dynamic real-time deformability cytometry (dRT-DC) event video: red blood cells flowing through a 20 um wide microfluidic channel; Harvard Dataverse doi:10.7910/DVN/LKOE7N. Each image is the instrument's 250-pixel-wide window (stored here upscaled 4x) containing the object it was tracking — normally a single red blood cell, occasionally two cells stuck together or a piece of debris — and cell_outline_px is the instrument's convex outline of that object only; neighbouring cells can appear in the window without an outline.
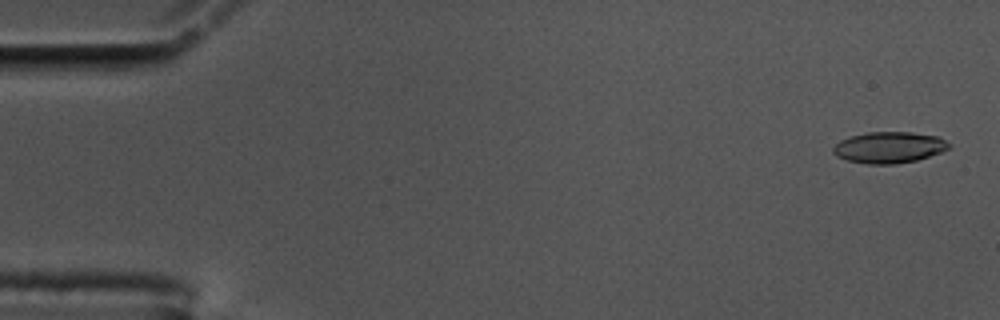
{"species": "common noctule bat (a hibernating species)", "species_latin": "Nyctalus noctula", "temperature_condition": "cold", "stored_images_in_passage": 56, "camera_frame_rate_fps": 3000, "um_per_image_px": 0.085, "animal": {"sex": "male", "body_mass_g": 17.5, "forearm_length_mm": 52.3}, "frame": {"image": 1, "passage_image": 2, "time_ms": 0.333, "image_size_px": [1000, 320], "cell_outline_px": [[952, 144], [948, 148], [940, 152], [916, 160], [896, 164], [868, 164], [848, 160], [836, 156], [832, 152], [832, 148], [840, 140], [848, 136], [868, 132], [912, 132], [940, 136]], "centroid_in_image_um": [75.57, 12.52], "position_along_channel_um": 9.4, "area_um2": 21.21}}
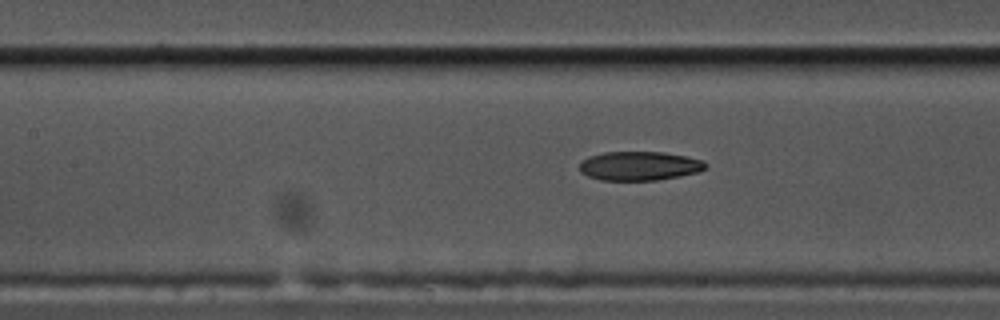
{"frame": {"image": 2, "passage_image": 25, "time_ms": 8.0, "image_size_px": [1000, 320], "cell_outline_px": [[708, 168], [696, 172], [680, 176], [656, 180], [600, 180], [588, 176], [580, 172], [580, 164], [588, 156], [604, 152], [664, 152], [688, 156], [704, 160], [708, 164]], "centroid_in_image_um": [54.39, 14.1], "position_along_channel_um": 153.0, "area_um2": 21.44}}
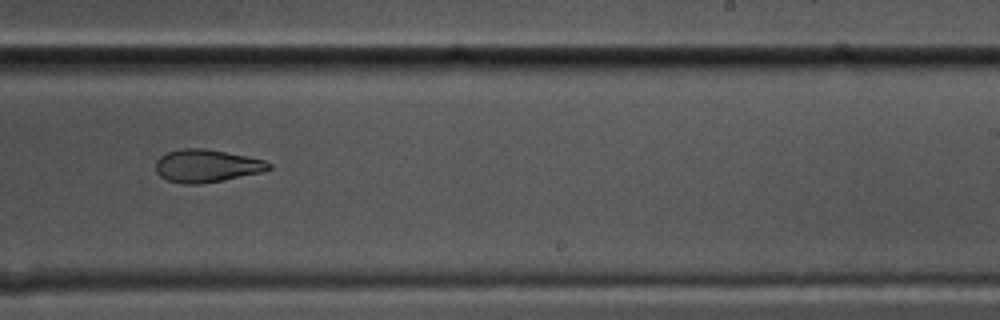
{"frame": {"image": 3, "passage_image": 35, "time_ms": 11.333, "image_size_px": [1000, 320], "cell_outline_px": [[272, 168], [264, 172], [224, 180], [200, 184], [184, 184], [168, 180], [160, 176], [156, 172], [156, 160], [160, 156], [168, 152], [180, 148], [204, 148], [248, 156], [264, 160], [272, 164]], "centroid_in_image_um": [17.59, 14.09], "position_along_channel_um": 271.4, "area_um2": 21.79}, "authors_computed_cell_mechanics": {"area_um2": 22.0218, "velocity_mm_per_s": 3.5631, "shape_relaxation_time_tau1_ms": null, "shape_relaxation_time_tau2_ms": 3.3614, "deformation_change_tau1": null, "deformation_change_tau2": 0.1071}}